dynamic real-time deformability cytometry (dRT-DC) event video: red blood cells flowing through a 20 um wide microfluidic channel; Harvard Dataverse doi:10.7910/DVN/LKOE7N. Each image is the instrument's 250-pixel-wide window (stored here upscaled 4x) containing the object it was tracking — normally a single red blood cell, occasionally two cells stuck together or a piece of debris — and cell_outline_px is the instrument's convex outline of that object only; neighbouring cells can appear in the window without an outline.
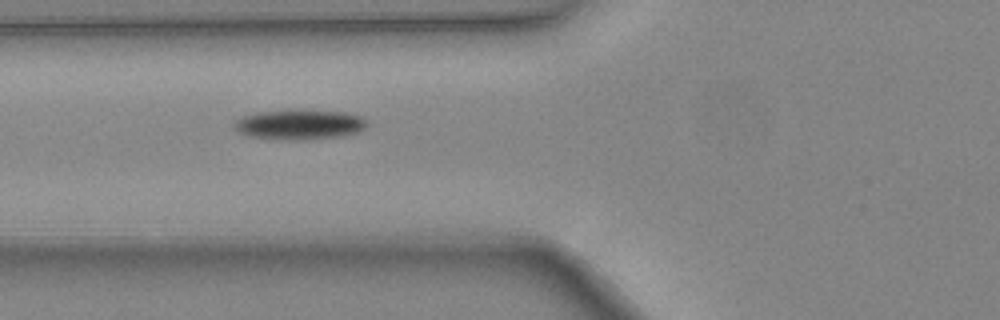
{"species": "common noctule bat (a hibernating species)", "species_latin": "Nyctalus noctula", "temperature_condition": "warm", "stored_images_in_passage": 6, "camera_frame_rate_fps": 3000, "um_per_image_px": 0.085, "animal": {"sex": "female", "body_mass_g": 24.6, "forearm_length_mm": 56.2}, "frame": {"image": 1, "passage_image": 6, "time_ms": 1.667, "image_size_px": [1000, 320], "cell_outline_px": [[368, 124], [360, 132], [344, 136], [312, 140], [288, 140], [248, 136], [240, 132], [232, 124], [240, 116], [256, 112], [292, 108], [348, 112], [360, 116], [368, 120]], "centroid_in_image_um": [25.49, 10.56], "position_along_channel_um": 100.3, "area_um2": 24.16}}